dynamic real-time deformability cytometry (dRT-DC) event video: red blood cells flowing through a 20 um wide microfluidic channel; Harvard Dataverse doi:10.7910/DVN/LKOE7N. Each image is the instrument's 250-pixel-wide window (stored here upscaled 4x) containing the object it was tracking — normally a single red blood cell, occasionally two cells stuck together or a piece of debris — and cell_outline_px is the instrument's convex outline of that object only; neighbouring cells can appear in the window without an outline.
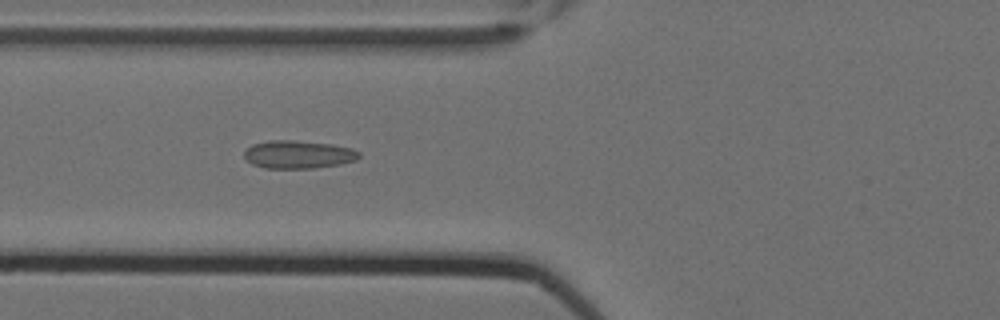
{"species": "Egyptian fruit bat (a non-hibernating species)", "species_latin": "Rousettus aegyptiacus", "temperature_condition": "cold", "stored_images_in_passage": 6, "camera_frame_rate_fps": 3000, "um_per_image_px": 0.085, "animal": {"sex": "female"}, "frame": {"image": 1, "passage_image": 5, "time_ms": 1.333, "image_size_px": [1000, 320], "cell_outline_px": [[360, 156], [356, 160], [340, 164], [312, 168], [264, 168], [252, 164], [244, 156], [244, 152], [252, 144], [268, 140], [292, 140], [332, 144], [352, 148], [360, 152]], "centroid_in_image_um": [25.36, 13.12], "position_along_channel_um": 100.4, "area_um2": 18.73}}
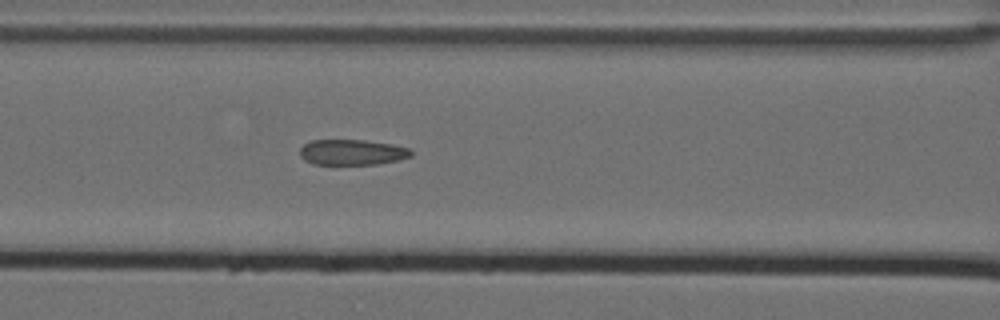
{"frame": {"image": 2, "passage_image": 6, "time_ms": 1.667, "image_size_px": [1000, 320], "cell_outline_px": [[412, 156], [400, 160], [376, 164], [312, 164], [304, 160], [300, 156], [300, 148], [304, 144], [312, 140], [364, 140], [392, 144], [408, 148], [412, 152]], "centroid_in_image_um": [29.92, 12.94], "position_along_channel_um": 136.7, "area_um2": 16.59}}